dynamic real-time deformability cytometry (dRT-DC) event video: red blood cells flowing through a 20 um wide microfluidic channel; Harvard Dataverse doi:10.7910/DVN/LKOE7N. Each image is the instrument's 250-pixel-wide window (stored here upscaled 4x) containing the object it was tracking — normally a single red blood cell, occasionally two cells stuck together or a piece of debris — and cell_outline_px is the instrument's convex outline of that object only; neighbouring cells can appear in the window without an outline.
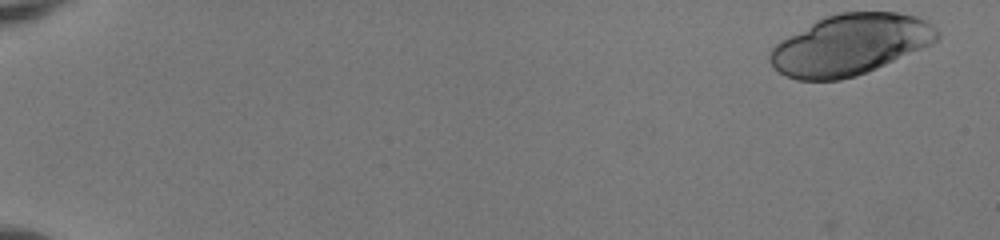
{"species": "human", "species_latin": "Homo sapiens", "temperature_condition": "room temperature", "stored_images_in_passage": 42, "camera_frame_rate_fps": 3000, "um_per_image_px": 0.085, "donor": {"sex": "female"}, "frame": {"image": 1, "passage_image": 1, "time_ms": 0.0, "image_size_px": [1000, 240], "cell_outline_px": [[940, 36], [932, 44], [876, 68], [856, 76], [840, 80], [796, 80], [784, 76], [768, 60], [768, 56], [772, 48], [776, 44], [816, 20], [824, 16], [840, 12], [900, 12], [916, 16], [928, 20], [940, 32]], "centroid_in_image_um": [72.29, 3.79], "position_along_channel_um": 12.7, "area_um2": 59.07}}
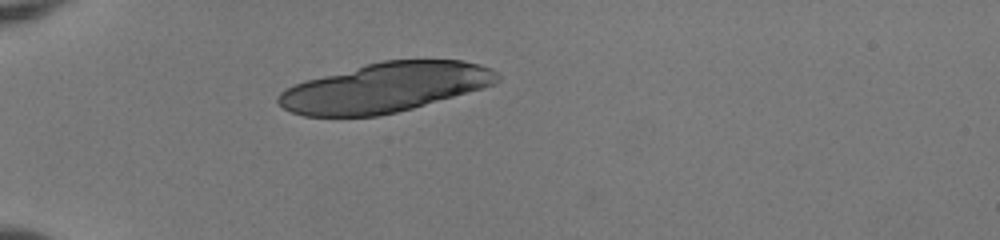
{"frame": {"image": 2, "passage_image": 16, "time_ms": 5.0, "image_size_px": [1000, 240], "cell_outline_px": [[500, 80], [484, 88], [412, 108], [396, 112], [376, 116], [304, 116], [292, 112], [284, 108], [276, 100], [276, 96], [284, 88], [308, 80], [364, 64], [384, 60], [460, 60], [480, 64], [492, 68], [500, 76]], "centroid_in_image_um": [32.74, 7.44], "position_along_channel_um": 52.3, "area_um2": 62.71}}